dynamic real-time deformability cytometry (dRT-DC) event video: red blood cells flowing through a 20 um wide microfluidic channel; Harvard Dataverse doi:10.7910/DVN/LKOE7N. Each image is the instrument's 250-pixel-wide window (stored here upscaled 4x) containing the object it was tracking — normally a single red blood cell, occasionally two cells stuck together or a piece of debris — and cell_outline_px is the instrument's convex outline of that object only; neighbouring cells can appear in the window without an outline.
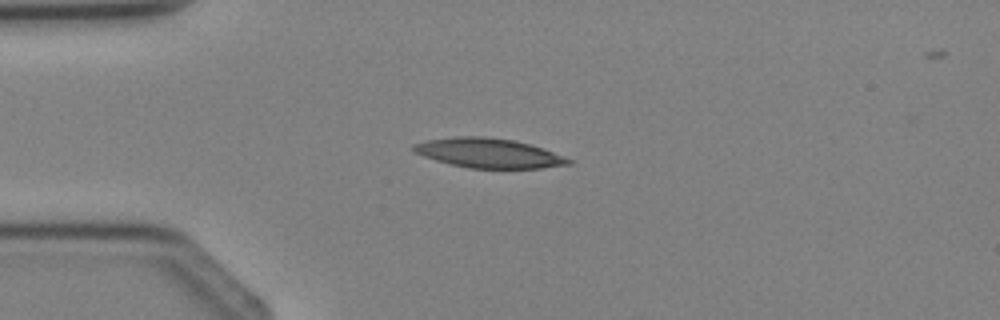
{"species": "Egyptian fruit bat (a non-hibernating species)", "species_latin": "Rousettus aegyptiacus", "temperature_condition": "cold", "stored_images_in_passage": 3, "camera_frame_rate_fps": 3000, "um_per_image_px": 0.085, "animal": {"sex": "female"}, "frame": {"image": 1, "passage_image": 3, "time_ms": 2.333, "image_size_px": [1000, 320], "cell_outline_px": [[572, 164], [540, 168], [468, 168], [436, 160], [424, 156], [416, 152], [412, 148], [412, 144], [428, 140], [456, 136], [484, 136], [512, 140], [544, 148], [572, 160]], "centroid_in_image_um": [41.54, 13.01], "position_along_channel_um": 43.5, "area_um2": 26.41}}